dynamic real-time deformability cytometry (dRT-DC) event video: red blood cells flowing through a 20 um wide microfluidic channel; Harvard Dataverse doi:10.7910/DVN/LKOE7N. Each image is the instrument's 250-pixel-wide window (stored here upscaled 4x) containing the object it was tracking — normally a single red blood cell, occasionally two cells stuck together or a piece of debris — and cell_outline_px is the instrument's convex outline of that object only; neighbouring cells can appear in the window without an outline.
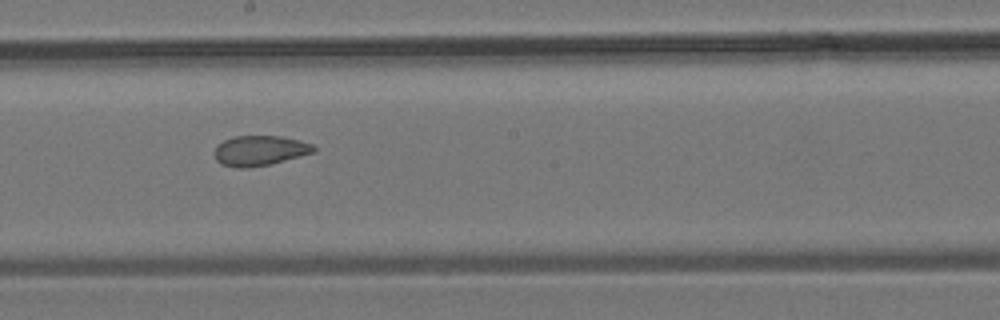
{"species": "common noctule bat (a hibernating species)", "species_latin": "Nyctalus noctula", "temperature_condition": "room temperature", "stored_images_in_passage": 7, "camera_frame_rate_fps": 3000, "um_per_image_px": 0.085, "animal": {"sex": "male", "body_mass_g": 19.2, "forearm_length_mm": 51.8}, "frame": {"image": 1, "passage_image": 6, "time_ms": 1.667, "image_size_px": [1000, 320], "cell_outline_px": [[316, 152], [268, 164], [248, 168], [236, 168], [220, 164], [216, 160], [212, 152], [224, 140], [236, 136], [280, 136], [312, 144], [316, 148]], "centroid_in_image_um": [22.04, 12.81], "position_along_channel_um": 226.2, "area_um2": 17.28}}
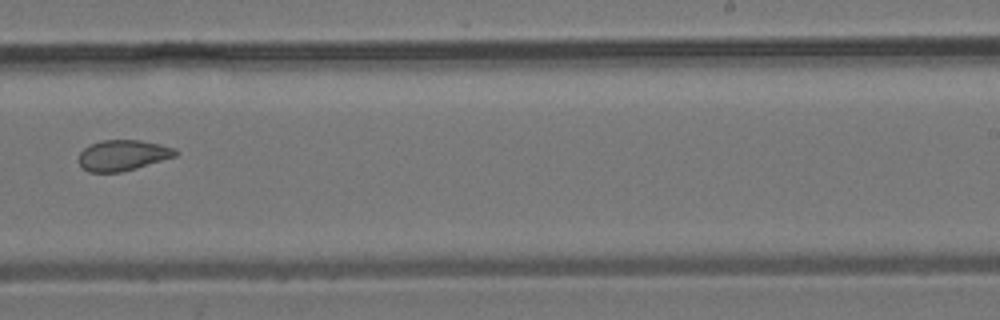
{"frame": {"image": 2, "passage_image": 7, "time_ms": 2.0, "image_size_px": [1000, 320], "cell_outline_px": [[180, 152], [176, 156], [136, 168], [120, 172], [88, 172], [80, 164], [80, 152], [84, 148], [100, 140], [140, 140], [160, 144], [176, 148]], "centroid_in_image_um": [10.48, 13.19], "position_along_channel_um": 278.5, "area_um2": 17.22}}